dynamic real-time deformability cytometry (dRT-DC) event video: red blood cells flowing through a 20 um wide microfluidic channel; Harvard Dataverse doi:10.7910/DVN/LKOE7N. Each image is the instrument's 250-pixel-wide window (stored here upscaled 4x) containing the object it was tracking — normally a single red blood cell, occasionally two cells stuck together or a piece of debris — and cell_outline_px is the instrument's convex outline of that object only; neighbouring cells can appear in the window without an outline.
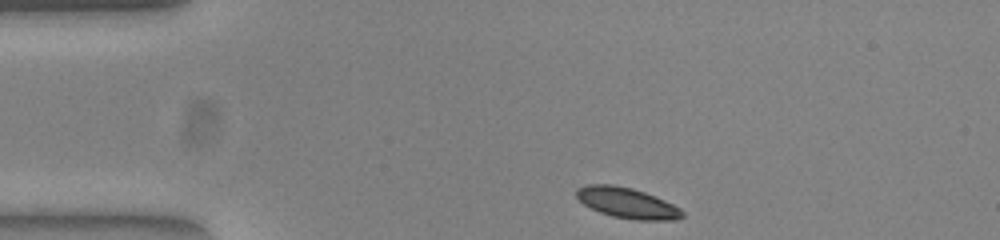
{"species": "common noctule bat (a hibernating species)", "species_latin": "Nyctalus noctula", "temperature_condition": "warm", "stored_images_in_passage": 37, "camera_frame_rate_fps": 3000, "um_per_image_px": 0.085, "animal": {"sex": "female", "body_mass_g": 23.0, "forearm_length_mm": 53.4}, "frame": {"image": 1, "passage_image": 1, "time_ms": 0.0, "image_size_px": [1000, 240], "cell_outline_px": [[684, 216], [676, 220], [636, 220], [612, 216], [600, 212], [584, 204], [576, 196], [576, 188], [588, 184], [612, 184], [632, 188], [644, 192], [664, 200], [680, 208], [684, 212]], "centroid_in_image_um": [53.31, 17.25], "position_along_channel_um": 31.7, "area_um2": 18.79}}
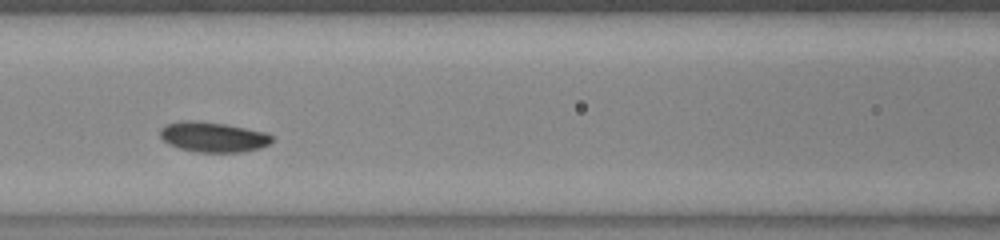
{"frame": {"image": 2, "passage_image": 14, "time_ms": 4.333, "image_size_px": [1000, 240], "cell_outline_px": [[272, 140], [268, 144], [260, 148], [240, 152], [196, 152], [180, 148], [168, 144], [160, 136], [160, 128], [164, 124], [180, 120], [196, 120], [224, 124], [268, 132], [272, 136]], "centroid_in_image_um": [18.08, 11.63], "position_along_channel_um": 148.5, "area_um2": 19.77}}
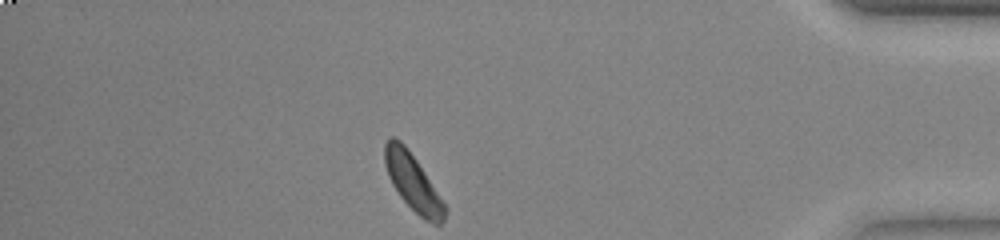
{"frame": {"image": 3, "passage_image": 37, "time_ms": 12.0, "image_size_px": [1000, 240], "cell_outline_px": [[448, 208], [444, 220], [440, 224], [432, 224], [424, 220], [400, 196], [392, 184], [388, 176], [384, 164], [384, 144], [388, 136], [392, 136], [400, 140], [404, 144], [416, 160]], "centroid_in_image_um": [35.08, 15.49], "position_along_channel_um": 400.1, "area_um2": 19.77}, "authors_computed_cell_mechanics": {"area_um2": 19.4208, "velocity_mm_per_s": 3.833, "shape_relaxation_time_tau1_ms": 1.3063, "shape_relaxation_time_tau2_ms": 7.7418, "deformation_change_tau1": 0.0821, "deformation_change_tau2": 0.1198}}